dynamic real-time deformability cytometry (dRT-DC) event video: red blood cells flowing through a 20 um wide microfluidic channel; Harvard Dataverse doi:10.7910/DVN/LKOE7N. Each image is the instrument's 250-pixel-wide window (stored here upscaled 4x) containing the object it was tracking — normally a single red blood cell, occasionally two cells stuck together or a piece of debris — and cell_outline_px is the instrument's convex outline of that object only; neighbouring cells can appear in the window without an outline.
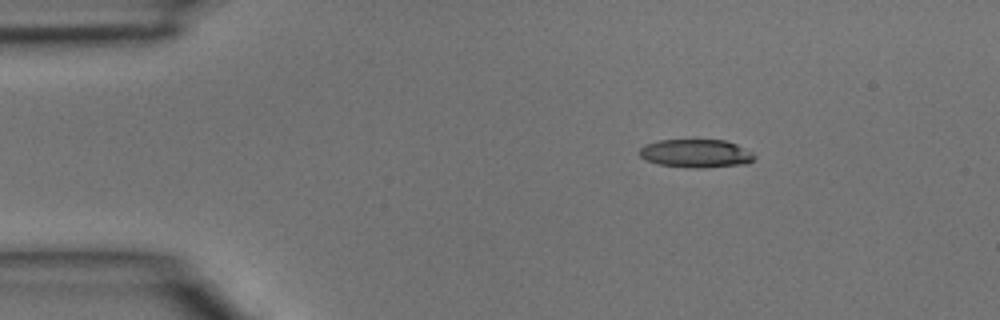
{"species": "common noctule bat (a hibernating species)", "species_latin": "Nyctalus noctula", "temperature_condition": "room temperature", "stored_images_in_passage": 4, "camera_frame_rate_fps": 3000, "um_per_image_px": 0.085, "animal": {"sex": "male", "body_mass_g": 15.6}, "frame": {"image": 1, "passage_image": 4, "time_ms": 1.0, "image_size_px": [1000, 320], "cell_outline_px": [[756, 160], [748, 164], [704, 168], [688, 168], [660, 164], [644, 160], [640, 156], [640, 148], [644, 144], [656, 140], [724, 140], [736, 144], [752, 152], [756, 156]], "centroid_in_image_um": [59.18, 13.05], "position_along_channel_um": 25.8, "area_um2": 19.25}}